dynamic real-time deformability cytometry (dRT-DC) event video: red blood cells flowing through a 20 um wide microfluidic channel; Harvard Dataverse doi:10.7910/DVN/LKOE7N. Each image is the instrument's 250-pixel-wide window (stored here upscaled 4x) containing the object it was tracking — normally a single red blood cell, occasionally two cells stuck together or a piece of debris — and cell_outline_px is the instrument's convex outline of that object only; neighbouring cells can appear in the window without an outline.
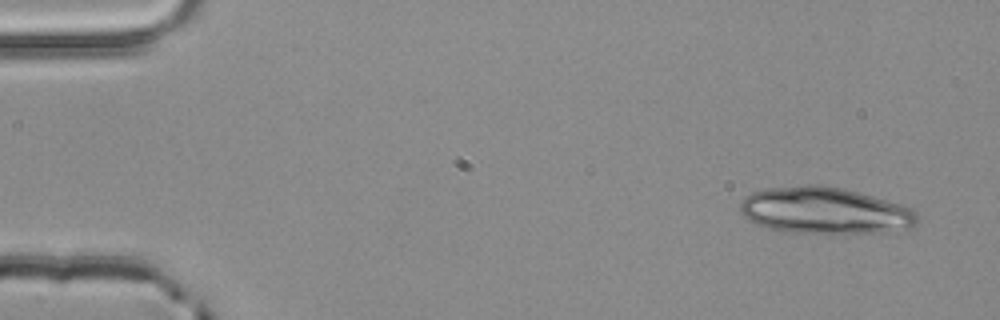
{"species": "common noctule bat (a hibernating species)", "species_latin": "Nyctalus noctula", "temperature_condition": "room temperature", "stored_images_in_passage": 4, "camera_frame_rate_fps": 3000, "um_per_image_px": 0.085, "animal": {"sex": "male", "body_mass_g": 20.4}, "frame": {"image": 1, "passage_image": 1, "time_ms": 0.0, "image_size_px": [1000, 320], "cell_outline_px": [[916, 224], [908, 228], [896, 232], [792, 232], [772, 228], [756, 224], [748, 220], [740, 212], [740, 200], [744, 196], [752, 192], [768, 188], [804, 184], [820, 184], [844, 188], [888, 200], [912, 208], [916, 212]], "centroid_in_image_um": [70.09, 17.87], "position_along_channel_um": 14.9, "area_um2": 48.09}}